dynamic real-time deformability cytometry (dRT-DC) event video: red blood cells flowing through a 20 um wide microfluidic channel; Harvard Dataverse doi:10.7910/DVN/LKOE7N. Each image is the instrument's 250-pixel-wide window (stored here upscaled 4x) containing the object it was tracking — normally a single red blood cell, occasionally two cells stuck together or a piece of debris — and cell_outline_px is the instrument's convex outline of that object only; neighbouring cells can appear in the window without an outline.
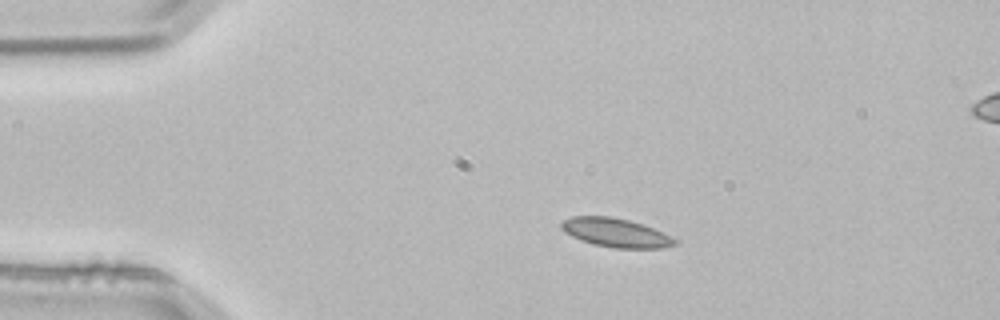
{"species": "common noctule bat (a hibernating species)", "species_latin": "Nyctalus noctula", "temperature_condition": "room temperature", "stored_images_in_passage": 3, "camera_frame_rate_fps": 3000, "um_per_image_px": 0.085, "animal": {"sex": "male", "body_mass_g": 21.5, "forearm_length_mm": 52.0}, "frame": {"image": 1, "passage_image": 1, "time_ms": 0.0, "image_size_px": [1000, 320], "cell_outline_px": [[676, 244], [660, 248], [616, 248], [592, 244], [580, 240], [564, 232], [560, 228], [560, 224], [564, 220], [572, 216], [612, 216], [628, 220], [652, 228], [676, 240]], "centroid_in_image_um": [52.25, 19.77], "position_along_channel_um": 32.7, "area_um2": 18.79}}